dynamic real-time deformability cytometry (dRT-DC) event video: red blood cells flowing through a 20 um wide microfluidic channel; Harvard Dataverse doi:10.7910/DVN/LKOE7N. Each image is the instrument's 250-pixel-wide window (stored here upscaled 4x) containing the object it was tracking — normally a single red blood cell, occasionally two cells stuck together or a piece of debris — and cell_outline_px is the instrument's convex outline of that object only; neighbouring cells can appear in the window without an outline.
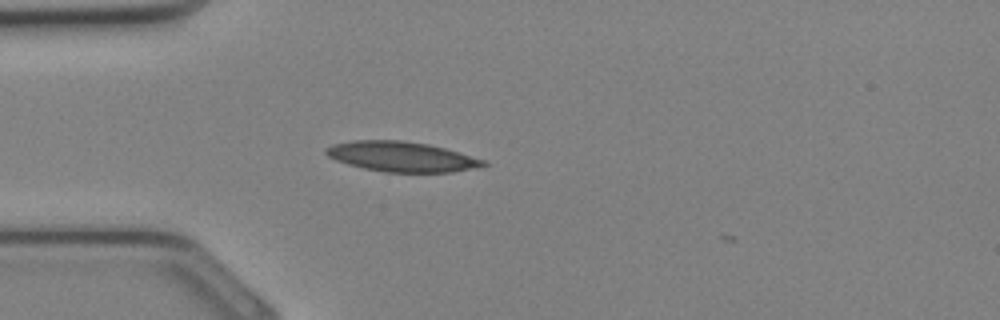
{"species": "Egyptian fruit bat (a non-hibernating species)", "species_latin": "Rousettus aegyptiacus", "temperature_condition": "cold", "stored_images_in_passage": 5, "camera_frame_rate_fps": 3000, "um_per_image_px": 0.085, "animal": {"sex": "female"}, "frame": {"image": 1, "passage_image": 2, "time_ms": 0.333, "image_size_px": [1000, 320], "cell_outline_px": [[488, 164], [476, 168], [452, 172], [384, 172], [364, 168], [348, 164], [336, 160], [328, 156], [324, 152], [324, 148], [332, 144], [352, 140], [400, 140], [428, 144], [444, 148], [488, 160]], "centroid_in_image_um": [34.14, 13.31], "position_along_channel_um": 50.9, "area_um2": 27.69}}
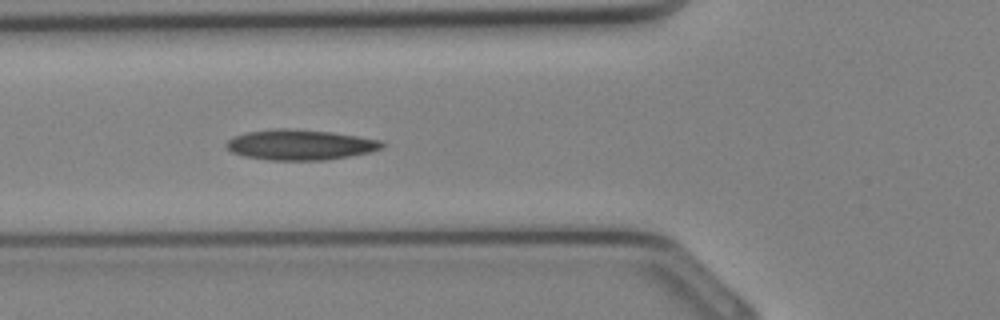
{"frame": {"image": 2, "passage_image": 5, "time_ms": 1.333, "image_size_px": [1000, 320], "cell_outline_px": [[388, 144], [384, 148], [368, 152], [348, 156], [324, 160], [268, 160], [244, 156], [232, 152], [224, 144], [232, 136], [244, 132], [276, 128], [288, 128], [332, 132], [360, 136], [384, 140]], "centroid_in_image_um": [25.54, 12.29], "position_along_channel_um": 100.3, "area_um2": 27.92}}